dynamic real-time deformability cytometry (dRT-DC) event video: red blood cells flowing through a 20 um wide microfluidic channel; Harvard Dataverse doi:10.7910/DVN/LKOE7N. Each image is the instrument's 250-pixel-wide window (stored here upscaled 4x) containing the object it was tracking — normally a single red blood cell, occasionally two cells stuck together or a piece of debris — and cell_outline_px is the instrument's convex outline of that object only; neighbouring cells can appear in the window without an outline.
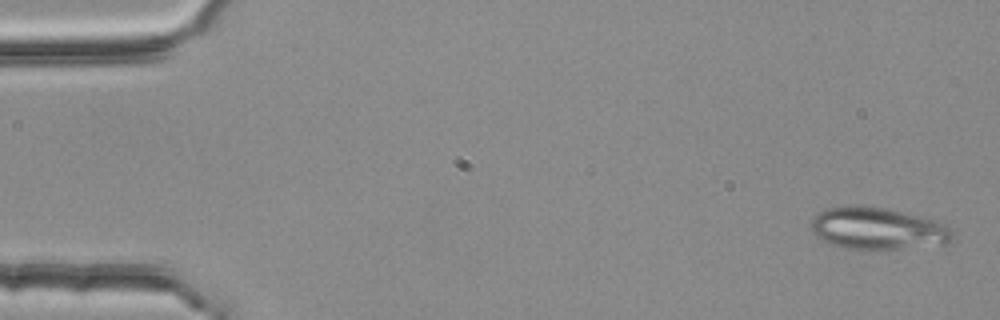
{"species": "common noctule bat (a hibernating species)", "species_latin": "Nyctalus noctula", "temperature_condition": "room temperature", "stored_images_in_passage": 3, "camera_frame_rate_fps": 3000, "um_per_image_px": 0.085, "animal": {"sex": "female", "body_mass_g": 25.1}, "frame": {"image": 1, "passage_image": 1, "time_ms": 0.0, "image_size_px": [1000, 320], "cell_outline_px": [[952, 236], [948, 244], [876, 252], [840, 248], [828, 244], [816, 236], [812, 232], [812, 220], [820, 212], [828, 208], [848, 204], [884, 208], [936, 220], [944, 224], [952, 232]], "centroid_in_image_um": [74.58, 19.47], "position_along_channel_um": 10.4, "area_um2": 35.49}}